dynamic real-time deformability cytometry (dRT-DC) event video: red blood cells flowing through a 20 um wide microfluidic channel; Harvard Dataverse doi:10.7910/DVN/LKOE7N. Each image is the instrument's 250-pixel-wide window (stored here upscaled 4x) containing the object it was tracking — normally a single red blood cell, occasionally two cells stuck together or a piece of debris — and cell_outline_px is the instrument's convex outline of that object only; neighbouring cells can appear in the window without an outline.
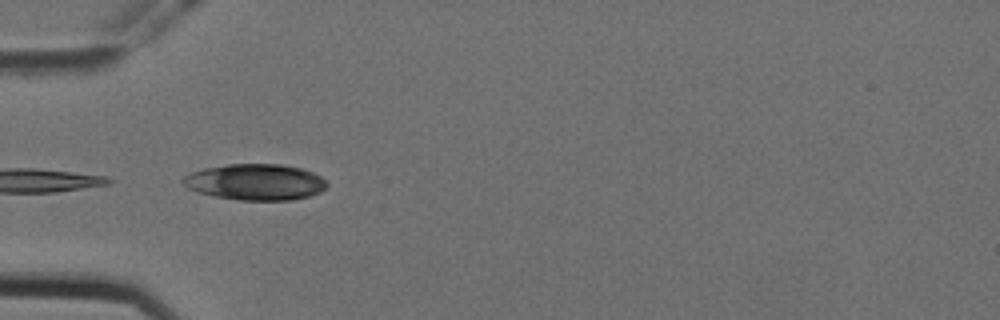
{"species": "Egyptian fruit bat (a non-hibernating species)", "species_latin": "Rousettus aegyptiacus", "temperature_condition": "cold", "stored_images_in_passage": 44, "camera_frame_rate_fps": 3000, "um_per_image_px": 0.085, "animal": {"sex": "female"}, "frame": {"image": 1, "passage_image": 18, "time_ms": 5.667, "image_size_px": [1000, 320], "cell_outline_px": [[328, 184], [320, 192], [308, 196], [292, 200], [240, 200], [216, 196], [200, 192], [188, 188], [180, 180], [184, 176], [192, 172], [204, 168], [228, 164], [280, 164], [300, 168], [312, 172], [320, 176]], "centroid_in_image_um": [21.7, 15.47], "position_along_channel_um": 63.3, "area_um2": 30.06}}